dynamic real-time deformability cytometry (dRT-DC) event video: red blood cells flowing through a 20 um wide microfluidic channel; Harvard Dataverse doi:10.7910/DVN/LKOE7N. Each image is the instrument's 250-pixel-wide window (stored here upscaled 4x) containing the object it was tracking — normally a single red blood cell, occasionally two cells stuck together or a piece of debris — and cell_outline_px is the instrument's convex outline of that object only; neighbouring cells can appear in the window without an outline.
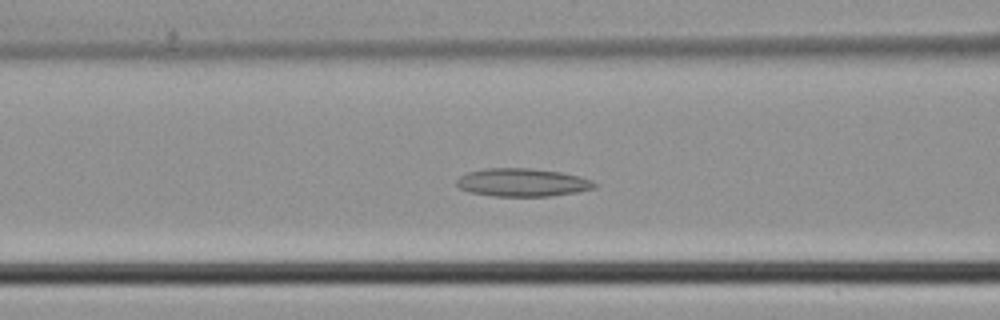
{"species": "common noctule bat (a hibernating species)", "species_latin": "Nyctalus noctula", "temperature_condition": "cold", "stored_images_in_passage": 45, "camera_frame_rate_fps": 3000, "um_per_image_px": 0.085, "animal": {"sex": "male", "body_mass_g": 21.5, "forearm_length_mm": 52.0}, "frame": {"image": 1, "passage_image": 18, "time_ms": 5.667, "image_size_px": [1000, 320], "cell_outline_px": [[600, 184], [596, 188], [576, 192], [548, 196], [492, 196], [468, 192], [460, 188], [456, 184], [456, 180], [460, 176], [468, 172], [484, 168], [528, 168], [560, 172], [580, 176], [592, 180]], "centroid_in_image_um": [44.41, 15.51], "position_along_channel_um": 122.2, "area_um2": 22.72}}
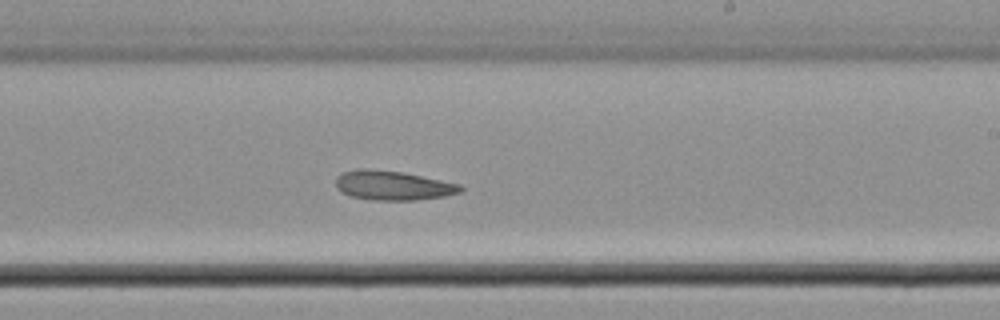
{"frame": {"image": 2, "passage_image": 27, "time_ms": 8.667, "image_size_px": [1000, 320], "cell_outline_px": [[464, 188], [460, 192], [444, 196], [416, 200], [372, 200], [352, 196], [340, 192], [336, 188], [336, 176], [344, 172], [360, 168], [368, 168], [404, 172], [460, 184]], "centroid_in_image_um": [33.37, 15.76], "position_along_channel_um": 255.6, "area_um2": 21.44}}
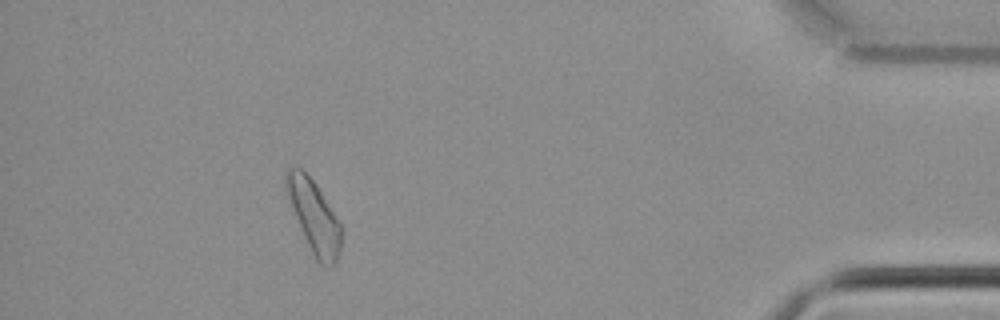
{"frame": {"image": 3, "passage_image": 41, "time_ms": 13.333, "image_size_px": [1000, 320], "cell_outline_px": [[344, 232], [340, 252], [336, 264], [332, 268], [324, 268], [316, 260], [304, 236], [296, 216], [284, 184], [284, 176], [288, 168], [300, 168], [316, 184], [340, 220], [344, 228]], "centroid_in_image_um": [26.78, 18.48], "position_along_channel_um": 408.4, "area_um2": 23.41}}